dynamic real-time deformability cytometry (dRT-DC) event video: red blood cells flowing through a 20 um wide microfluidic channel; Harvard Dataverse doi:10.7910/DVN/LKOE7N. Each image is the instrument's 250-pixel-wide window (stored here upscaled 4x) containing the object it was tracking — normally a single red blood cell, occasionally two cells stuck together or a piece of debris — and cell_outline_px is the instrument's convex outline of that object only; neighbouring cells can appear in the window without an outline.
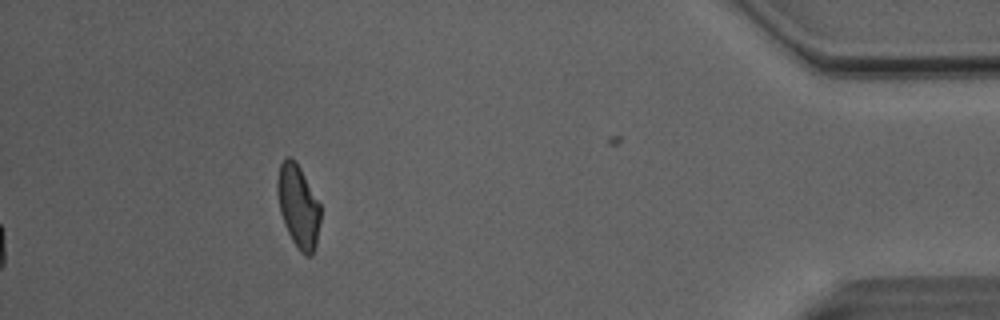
{"species": "Egyptian fruit bat (a non-hibernating species)", "species_latin": "Rousettus aegyptiacus", "temperature_condition": "room temperature", "stored_images_in_passage": 38, "camera_frame_rate_fps": 3000, "um_per_image_px": 0.085, "animal": {"sex": "male"}, "frame": {"image": 1, "passage_image": 38, "time_ms": 12.333, "image_size_px": [1000, 320], "cell_outline_px": [[320, 220], [316, 244], [312, 256], [304, 256], [300, 252], [292, 240], [284, 224], [280, 212], [276, 188], [276, 180], [280, 164], [288, 156], [292, 156], [300, 168], [320, 204]], "centroid_in_image_um": [25.34, 17.54], "position_along_channel_um": 409.9, "area_um2": 20.81}, "authors_computed_cell_mechanics": {"area_um2": 21.5016, "velocity_mm_per_s": 4.103, "shape_relaxation_time_tau1_ms": 8.0145, "shape_relaxation_time_tau2_ms": 2.4434, "deformation_change_tau1": 0.1689, "deformation_change_tau2": 0.0976}}